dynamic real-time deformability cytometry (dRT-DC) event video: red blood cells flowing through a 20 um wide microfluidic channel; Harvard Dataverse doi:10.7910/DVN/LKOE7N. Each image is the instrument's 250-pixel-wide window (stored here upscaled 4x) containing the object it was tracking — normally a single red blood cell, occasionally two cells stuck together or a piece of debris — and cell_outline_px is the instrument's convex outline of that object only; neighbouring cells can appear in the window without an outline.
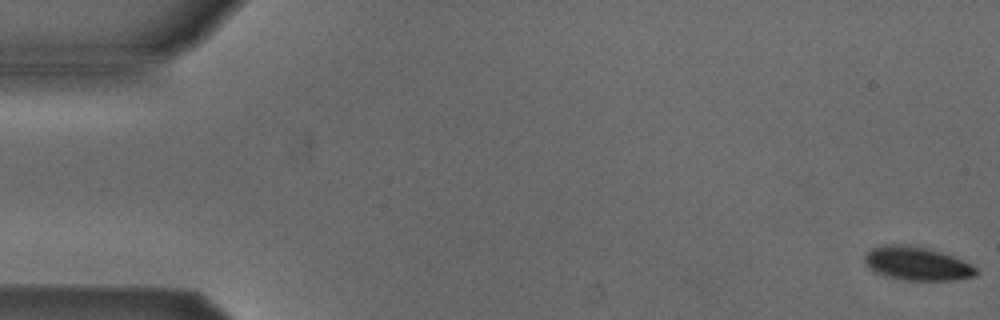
{"species": "Egyptian fruit bat (a non-hibernating species)", "species_latin": "Rousettus aegyptiacus", "temperature_condition": "cold", "stored_images_in_passage": 55, "segment_of_instrument_passage": [1, 2], "camera_frame_rate_fps": 3000, "um_per_image_px": 0.085, "animal": {"sex": "male"}, "frame": {"image": 1, "passage_image": 1, "time_ms": 0.0, "image_size_px": [1000, 320], "cell_outline_px": [[976, 276], [956, 280], [904, 280], [884, 276], [868, 268], [864, 264], [864, 256], [872, 248], [884, 244], [908, 244], [928, 248], [952, 256], [972, 264], [976, 268]], "centroid_in_image_um": [77.91, 22.4], "position_along_channel_um": 7.1, "area_um2": 21.96}}
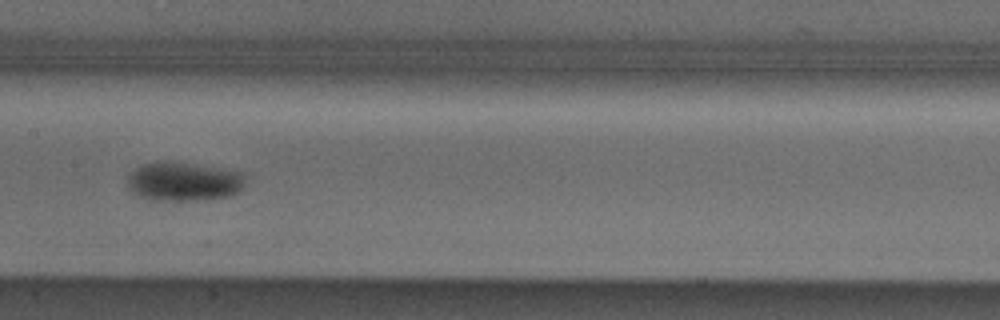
{"frame": {"image": 2, "passage_image": 27, "time_ms": 8.667, "image_size_px": [1000, 320], "cell_outline_px": [[244, 184], [232, 196], [180, 204], [176, 204], [148, 200], [132, 192], [128, 188], [128, 176], [136, 168], [144, 164], [164, 160], [244, 172]], "centroid_in_image_um": [15.58, 15.5], "position_along_channel_um": 191.8, "area_um2": 27.63}}
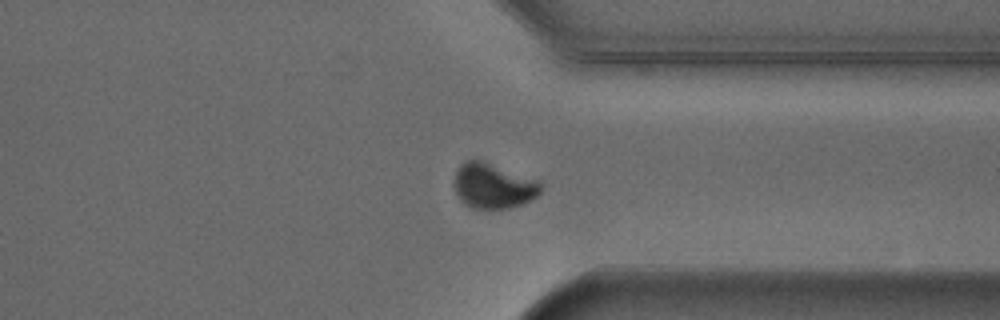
{"frame": {"image": 3, "passage_image": 41, "time_ms": 13.333, "image_size_px": [1000, 320], "cell_outline_px": [[544, 184], [540, 192], [536, 196], [520, 204], [508, 208], [472, 208], [464, 204], [460, 200], [452, 184], [452, 180], [460, 164], [468, 160], [480, 160], [540, 180]], "centroid_in_image_um": [41.91, 15.79], "position_along_channel_um": 369.5, "area_um2": 22.83}}